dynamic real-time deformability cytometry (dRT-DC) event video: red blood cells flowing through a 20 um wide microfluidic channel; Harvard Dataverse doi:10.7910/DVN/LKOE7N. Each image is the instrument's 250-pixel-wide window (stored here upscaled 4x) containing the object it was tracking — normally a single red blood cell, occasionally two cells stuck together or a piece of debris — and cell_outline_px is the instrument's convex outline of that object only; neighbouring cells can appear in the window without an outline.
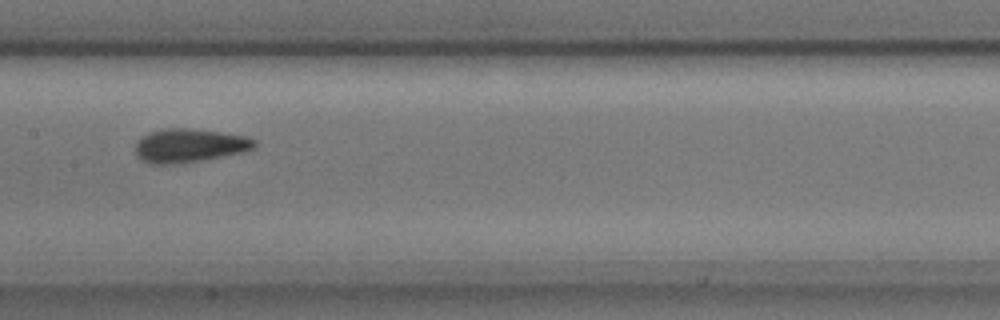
{"species": "common noctule bat (a hibernating species)", "species_latin": "Nyctalus noctula", "temperature_condition": "cold", "stored_images_in_passage": 4, "camera_frame_rate_fps": 3000, "um_per_image_px": 0.085, "animal": {"sex": "male", "body_mass_g": 17.9, "forearm_length_mm": 54.2}, "frame": {"image": 1, "passage_image": 4, "time_ms": 1.0, "image_size_px": [1000, 320], "cell_outline_px": [[256, 148], [244, 152], [180, 164], [148, 164], [140, 160], [136, 156], [136, 144], [148, 132], [164, 128], [184, 128], [220, 132], [248, 136], [256, 140]], "centroid_in_image_um": [16.11, 12.38], "position_along_channel_um": 191.3, "area_um2": 23.52}}